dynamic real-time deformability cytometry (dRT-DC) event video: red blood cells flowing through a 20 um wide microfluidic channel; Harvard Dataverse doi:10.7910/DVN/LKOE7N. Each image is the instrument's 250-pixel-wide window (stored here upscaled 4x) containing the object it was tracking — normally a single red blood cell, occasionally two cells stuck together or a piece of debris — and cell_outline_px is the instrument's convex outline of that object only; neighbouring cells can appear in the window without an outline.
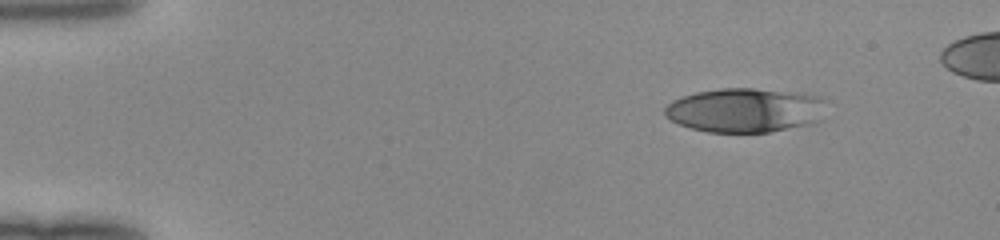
{"species": "human", "species_latin": "Homo sapiens", "temperature_condition": "room temperature", "stored_images_in_passage": 6, "camera_frame_rate_fps": 3000, "um_per_image_px": 0.085, "donor": {"sex": "female"}, "frame": {"image": 1, "passage_image": 1, "time_ms": 0.0, "image_size_px": [1000, 240], "cell_outline_px": [[828, 100], [824, 120], [812, 124], [768, 132], [708, 132], [692, 128], [680, 124], [664, 116], [664, 108], [672, 100], [680, 96], [696, 92], [720, 88], [752, 88], [820, 96]], "centroid_in_image_um": [63.39, 9.37], "position_along_channel_um": 21.6, "area_um2": 42.14}}